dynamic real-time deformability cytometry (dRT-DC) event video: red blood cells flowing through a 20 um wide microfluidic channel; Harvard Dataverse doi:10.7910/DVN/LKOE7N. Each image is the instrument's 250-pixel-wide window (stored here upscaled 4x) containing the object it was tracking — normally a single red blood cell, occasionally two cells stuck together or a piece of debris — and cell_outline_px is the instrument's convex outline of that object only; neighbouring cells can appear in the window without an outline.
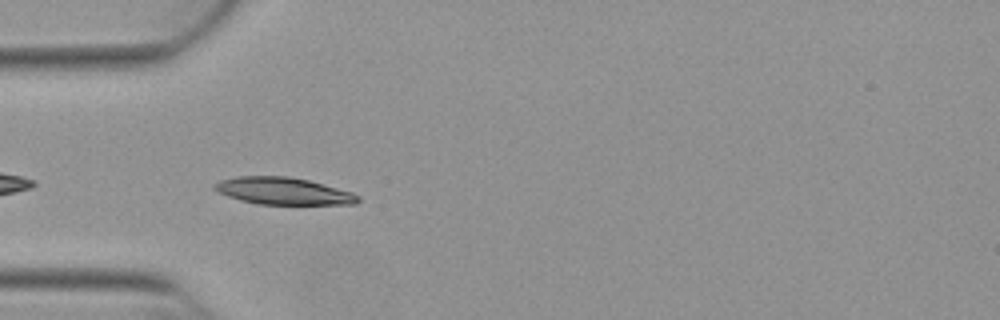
{"species": "Egyptian fruit bat (a non-hibernating species)", "species_latin": "Rousettus aegyptiacus", "temperature_condition": "warm", "stored_images_in_passage": 6, "camera_frame_rate_fps": 3000, "um_per_image_px": 0.085, "animal": {"sex": "female"}, "frame": {"image": 1, "passage_image": 2, "time_ms": 0.333, "image_size_px": [1000, 320], "cell_outline_px": [[360, 200], [356, 204], [256, 204], [240, 200], [228, 196], [212, 188], [212, 184], [220, 180], [236, 176], [288, 176], [308, 180], [352, 192], [360, 196]], "centroid_in_image_um": [24.06, 16.23], "position_along_channel_um": 60.9, "area_um2": 22.66}}